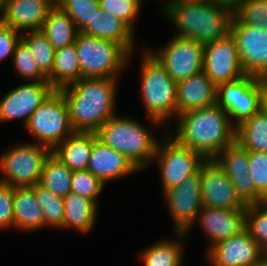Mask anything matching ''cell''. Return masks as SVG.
Masks as SVG:
<instances>
[{
    "label": "cell",
    "mask_w": 267,
    "mask_h": 266,
    "mask_svg": "<svg viewBox=\"0 0 267 266\" xmlns=\"http://www.w3.org/2000/svg\"><path fill=\"white\" fill-rule=\"evenodd\" d=\"M177 132L172 136L181 145L214 159L236 141V127L217 104L178 115Z\"/></svg>",
    "instance_id": "1"
},
{
    "label": "cell",
    "mask_w": 267,
    "mask_h": 266,
    "mask_svg": "<svg viewBox=\"0 0 267 266\" xmlns=\"http://www.w3.org/2000/svg\"><path fill=\"white\" fill-rule=\"evenodd\" d=\"M116 80L81 78L59 89L68 104L74 132H96L115 116Z\"/></svg>",
    "instance_id": "2"
},
{
    "label": "cell",
    "mask_w": 267,
    "mask_h": 266,
    "mask_svg": "<svg viewBox=\"0 0 267 266\" xmlns=\"http://www.w3.org/2000/svg\"><path fill=\"white\" fill-rule=\"evenodd\" d=\"M163 12L178 27V37L203 45L230 33L234 13L209 0H169Z\"/></svg>",
    "instance_id": "3"
},
{
    "label": "cell",
    "mask_w": 267,
    "mask_h": 266,
    "mask_svg": "<svg viewBox=\"0 0 267 266\" xmlns=\"http://www.w3.org/2000/svg\"><path fill=\"white\" fill-rule=\"evenodd\" d=\"M139 122L113 116L96 131L97 138L109 147L123 153L138 169L149 165L158 142Z\"/></svg>",
    "instance_id": "4"
},
{
    "label": "cell",
    "mask_w": 267,
    "mask_h": 266,
    "mask_svg": "<svg viewBox=\"0 0 267 266\" xmlns=\"http://www.w3.org/2000/svg\"><path fill=\"white\" fill-rule=\"evenodd\" d=\"M143 57L142 100L151 121L157 125L163 124L168 118L174 117V114L177 115V83L150 51Z\"/></svg>",
    "instance_id": "5"
},
{
    "label": "cell",
    "mask_w": 267,
    "mask_h": 266,
    "mask_svg": "<svg viewBox=\"0 0 267 266\" xmlns=\"http://www.w3.org/2000/svg\"><path fill=\"white\" fill-rule=\"evenodd\" d=\"M81 78L117 79L118 71L126 67L130 55L120 44L78 33L74 42Z\"/></svg>",
    "instance_id": "6"
},
{
    "label": "cell",
    "mask_w": 267,
    "mask_h": 266,
    "mask_svg": "<svg viewBox=\"0 0 267 266\" xmlns=\"http://www.w3.org/2000/svg\"><path fill=\"white\" fill-rule=\"evenodd\" d=\"M25 128L40 140L39 145L51 150L74 133L68 104L60 90L55 89L47 97L31 115Z\"/></svg>",
    "instance_id": "7"
},
{
    "label": "cell",
    "mask_w": 267,
    "mask_h": 266,
    "mask_svg": "<svg viewBox=\"0 0 267 266\" xmlns=\"http://www.w3.org/2000/svg\"><path fill=\"white\" fill-rule=\"evenodd\" d=\"M51 153L50 148L38 142L12 147L0 157V170L6 176L0 182L12 187L34 186L40 182L44 163Z\"/></svg>",
    "instance_id": "8"
},
{
    "label": "cell",
    "mask_w": 267,
    "mask_h": 266,
    "mask_svg": "<svg viewBox=\"0 0 267 266\" xmlns=\"http://www.w3.org/2000/svg\"><path fill=\"white\" fill-rule=\"evenodd\" d=\"M263 79L251 75L217 86V105L224 110L234 126L261 110Z\"/></svg>",
    "instance_id": "9"
},
{
    "label": "cell",
    "mask_w": 267,
    "mask_h": 266,
    "mask_svg": "<svg viewBox=\"0 0 267 266\" xmlns=\"http://www.w3.org/2000/svg\"><path fill=\"white\" fill-rule=\"evenodd\" d=\"M166 142H158L155 155L161 168L163 190L181 184L188 176L196 173L206 161L198 152L178 143L172 136L166 135Z\"/></svg>",
    "instance_id": "10"
},
{
    "label": "cell",
    "mask_w": 267,
    "mask_h": 266,
    "mask_svg": "<svg viewBox=\"0 0 267 266\" xmlns=\"http://www.w3.org/2000/svg\"><path fill=\"white\" fill-rule=\"evenodd\" d=\"M203 47L193 39L175 36L162 50L151 54L178 83L203 71Z\"/></svg>",
    "instance_id": "11"
},
{
    "label": "cell",
    "mask_w": 267,
    "mask_h": 266,
    "mask_svg": "<svg viewBox=\"0 0 267 266\" xmlns=\"http://www.w3.org/2000/svg\"><path fill=\"white\" fill-rule=\"evenodd\" d=\"M230 33L245 73L267 80V29L242 24L233 17Z\"/></svg>",
    "instance_id": "12"
},
{
    "label": "cell",
    "mask_w": 267,
    "mask_h": 266,
    "mask_svg": "<svg viewBox=\"0 0 267 266\" xmlns=\"http://www.w3.org/2000/svg\"><path fill=\"white\" fill-rule=\"evenodd\" d=\"M178 238H183L203 207L201 198V168L181 184L164 191ZM181 236V237H180Z\"/></svg>",
    "instance_id": "13"
},
{
    "label": "cell",
    "mask_w": 267,
    "mask_h": 266,
    "mask_svg": "<svg viewBox=\"0 0 267 266\" xmlns=\"http://www.w3.org/2000/svg\"><path fill=\"white\" fill-rule=\"evenodd\" d=\"M203 56V71L216 86L247 75L231 33L215 42L205 44Z\"/></svg>",
    "instance_id": "14"
},
{
    "label": "cell",
    "mask_w": 267,
    "mask_h": 266,
    "mask_svg": "<svg viewBox=\"0 0 267 266\" xmlns=\"http://www.w3.org/2000/svg\"><path fill=\"white\" fill-rule=\"evenodd\" d=\"M201 198L203 206L219 209H245L234 185L225 171L214 160L201 166Z\"/></svg>",
    "instance_id": "15"
},
{
    "label": "cell",
    "mask_w": 267,
    "mask_h": 266,
    "mask_svg": "<svg viewBox=\"0 0 267 266\" xmlns=\"http://www.w3.org/2000/svg\"><path fill=\"white\" fill-rule=\"evenodd\" d=\"M54 90L49 82L30 81L19 85L0 99V122L22 117L26 126L31 115Z\"/></svg>",
    "instance_id": "16"
},
{
    "label": "cell",
    "mask_w": 267,
    "mask_h": 266,
    "mask_svg": "<svg viewBox=\"0 0 267 266\" xmlns=\"http://www.w3.org/2000/svg\"><path fill=\"white\" fill-rule=\"evenodd\" d=\"M214 160L230 178L240 200L245 205L257 204L260 195L256 192L253 180L249 176V151L235 141Z\"/></svg>",
    "instance_id": "17"
},
{
    "label": "cell",
    "mask_w": 267,
    "mask_h": 266,
    "mask_svg": "<svg viewBox=\"0 0 267 266\" xmlns=\"http://www.w3.org/2000/svg\"><path fill=\"white\" fill-rule=\"evenodd\" d=\"M209 249L212 266H256L262 259L261 247L246 229Z\"/></svg>",
    "instance_id": "18"
},
{
    "label": "cell",
    "mask_w": 267,
    "mask_h": 266,
    "mask_svg": "<svg viewBox=\"0 0 267 266\" xmlns=\"http://www.w3.org/2000/svg\"><path fill=\"white\" fill-rule=\"evenodd\" d=\"M56 0H2V24L20 30H41Z\"/></svg>",
    "instance_id": "19"
},
{
    "label": "cell",
    "mask_w": 267,
    "mask_h": 266,
    "mask_svg": "<svg viewBox=\"0 0 267 266\" xmlns=\"http://www.w3.org/2000/svg\"><path fill=\"white\" fill-rule=\"evenodd\" d=\"M197 218H200V224L212 242L211 246L245 229V209H219L203 206Z\"/></svg>",
    "instance_id": "20"
},
{
    "label": "cell",
    "mask_w": 267,
    "mask_h": 266,
    "mask_svg": "<svg viewBox=\"0 0 267 266\" xmlns=\"http://www.w3.org/2000/svg\"><path fill=\"white\" fill-rule=\"evenodd\" d=\"M87 170L104 184L138 171L123 153L109 147L98 138L94 141Z\"/></svg>",
    "instance_id": "21"
},
{
    "label": "cell",
    "mask_w": 267,
    "mask_h": 266,
    "mask_svg": "<svg viewBox=\"0 0 267 266\" xmlns=\"http://www.w3.org/2000/svg\"><path fill=\"white\" fill-rule=\"evenodd\" d=\"M217 104V86L204 71L177 83V116Z\"/></svg>",
    "instance_id": "22"
},
{
    "label": "cell",
    "mask_w": 267,
    "mask_h": 266,
    "mask_svg": "<svg viewBox=\"0 0 267 266\" xmlns=\"http://www.w3.org/2000/svg\"><path fill=\"white\" fill-rule=\"evenodd\" d=\"M96 138V132H74L52 154L72 171L86 170Z\"/></svg>",
    "instance_id": "23"
},
{
    "label": "cell",
    "mask_w": 267,
    "mask_h": 266,
    "mask_svg": "<svg viewBox=\"0 0 267 266\" xmlns=\"http://www.w3.org/2000/svg\"><path fill=\"white\" fill-rule=\"evenodd\" d=\"M133 29L122 19L103 11V18L96 23H87L79 32L99 39L120 44L129 54L134 47Z\"/></svg>",
    "instance_id": "24"
},
{
    "label": "cell",
    "mask_w": 267,
    "mask_h": 266,
    "mask_svg": "<svg viewBox=\"0 0 267 266\" xmlns=\"http://www.w3.org/2000/svg\"><path fill=\"white\" fill-rule=\"evenodd\" d=\"M13 207L15 228L30 231L44 226V217L34 194V186L14 187Z\"/></svg>",
    "instance_id": "25"
},
{
    "label": "cell",
    "mask_w": 267,
    "mask_h": 266,
    "mask_svg": "<svg viewBox=\"0 0 267 266\" xmlns=\"http://www.w3.org/2000/svg\"><path fill=\"white\" fill-rule=\"evenodd\" d=\"M63 199L65 213L62 228L73 227L82 233L92 229L97 215V203L73 192Z\"/></svg>",
    "instance_id": "26"
},
{
    "label": "cell",
    "mask_w": 267,
    "mask_h": 266,
    "mask_svg": "<svg viewBox=\"0 0 267 266\" xmlns=\"http://www.w3.org/2000/svg\"><path fill=\"white\" fill-rule=\"evenodd\" d=\"M41 31L55 50L73 44L79 33L71 17L57 5L49 12Z\"/></svg>",
    "instance_id": "27"
},
{
    "label": "cell",
    "mask_w": 267,
    "mask_h": 266,
    "mask_svg": "<svg viewBox=\"0 0 267 266\" xmlns=\"http://www.w3.org/2000/svg\"><path fill=\"white\" fill-rule=\"evenodd\" d=\"M81 79V66L75 44L55 50L48 82L57 90Z\"/></svg>",
    "instance_id": "28"
},
{
    "label": "cell",
    "mask_w": 267,
    "mask_h": 266,
    "mask_svg": "<svg viewBox=\"0 0 267 266\" xmlns=\"http://www.w3.org/2000/svg\"><path fill=\"white\" fill-rule=\"evenodd\" d=\"M236 142L249 152H267V115L260 110L238 125Z\"/></svg>",
    "instance_id": "29"
},
{
    "label": "cell",
    "mask_w": 267,
    "mask_h": 266,
    "mask_svg": "<svg viewBox=\"0 0 267 266\" xmlns=\"http://www.w3.org/2000/svg\"><path fill=\"white\" fill-rule=\"evenodd\" d=\"M72 173V170L51 153L44 163L39 184L64 198L71 192Z\"/></svg>",
    "instance_id": "30"
},
{
    "label": "cell",
    "mask_w": 267,
    "mask_h": 266,
    "mask_svg": "<svg viewBox=\"0 0 267 266\" xmlns=\"http://www.w3.org/2000/svg\"><path fill=\"white\" fill-rule=\"evenodd\" d=\"M56 5L71 17L79 31L103 18L99 0H56Z\"/></svg>",
    "instance_id": "31"
},
{
    "label": "cell",
    "mask_w": 267,
    "mask_h": 266,
    "mask_svg": "<svg viewBox=\"0 0 267 266\" xmlns=\"http://www.w3.org/2000/svg\"><path fill=\"white\" fill-rule=\"evenodd\" d=\"M181 249L177 240H164L146 249L141 259L144 266H181Z\"/></svg>",
    "instance_id": "32"
},
{
    "label": "cell",
    "mask_w": 267,
    "mask_h": 266,
    "mask_svg": "<svg viewBox=\"0 0 267 266\" xmlns=\"http://www.w3.org/2000/svg\"><path fill=\"white\" fill-rule=\"evenodd\" d=\"M34 194L43 213L44 226L52 225L62 228L65 213L64 199L39 183L34 185Z\"/></svg>",
    "instance_id": "33"
},
{
    "label": "cell",
    "mask_w": 267,
    "mask_h": 266,
    "mask_svg": "<svg viewBox=\"0 0 267 266\" xmlns=\"http://www.w3.org/2000/svg\"><path fill=\"white\" fill-rule=\"evenodd\" d=\"M30 47L39 68L48 76L53 69L55 49L41 30L30 31L21 35Z\"/></svg>",
    "instance_id": "34"
},
{
    "label": "cell",
    "mask_w": 267,
    "mask_h": 266,
    "mask_svg": "<svg viewBox=\"0 0 267 266\" xmlns=\"http://www.w3.org/2000/svg\"><path fill=\"white\" fill-rule=\"evenodd\" d=\"M12 60L17 73L22 78L33 79L34 82H48V76L39 68L30 47L22 38L15 48Z\"/></svg>",
    "instance_id": "35"
},
{
    "label": "cell",
    "mask_w": 267,
    "mask_h": 266,
    "mask_svg": "<svg viewBox=\"0 0 267 266\" xmlns=\"http://www.w3.org/2000/svg\"><path fill=\"white\" fill-rule=\"evenodd\" d=\"M245 229L261 249L267 246V207L246 205Z\"/></svg>",
    "instance_id": "36"
},
{
    "label": "cell",
    "mask_w": 267,
    "mask_h": 266,
    "mask_svg": "<svg viewBox=\"0 0 267 266\" xmlns=\"http://www.w3.org/2000/svg\"><path fill=\"white\" fill-rule=\"evenodd\" d=\"M234 17L242 24L267 29V0H245Z\"/></svg>",
    "instance_id": "37"
},
{
    "label": "cell",
    "mask_w": 267,
    "mask_h": 266,
    "mask_svg": "<svg viewBox=\"0 0 267 266\" xmlns=\"http://www.w3.org/2000/svg\"><path fill=\"white\" fill-rule=\"evenodd\" d=\"M104 183L89 170L73 171L71 176V192L86 197L96 203Z\"/></svg>",
    "instance_id": "38"
},
{
    "label": "cell",
    "mask_w": 267,
    "mask_h": 266,
    "mask_svg": "<svg viewBox=\"0 0 267 266\" xmlns=\"http://www.w3.org/2000/svg\"><path fill=\"white\" fill-rule=\"evenodd\" d=\"M102 11L122 19L131 28L140 6L133 0H99Z\"/></svg>",
    "instance_id": "39"
},
{
    "label": "cell",
    "mask_w": 267,
    "mask_h": 266,
    "mask_svg": "<svg viewBox=\"0 0 267 266\" xmlns=\"http://www.w3.org/2000/svg\"><path fill=\"white\" fill-rule=\"evenodd\" d=\"M248 172L256 192L261 196L267 189V152H249Z\"/></svg>",
    "instance_id": "40"
},
{
    "label": "cell",
    "mask_w": 267,
    "mask_h": 266,
    "mask_svg": "<svg viewBox=\"0 0 267 266\" xmlns=\"http://www.w3.org/2000/svg\"><path fill=\"white\" fill-rule=\"evenodd\" d=\"M14 187L0 182V229L14 228Z\"/></svg>",
    "instance_id": "41"
},
{
    "label": "cell",
    "mask_w": 267,
    "mask_h": 266,
    "mask_svg": "<svg viewBox=\"0 0 267 266\" xmlns=\"http://www.w3.org/2000/svg\"><path fill=\"white\" fill-rule=\"evenodd\" d=\"M20 32L14 30L11 27L0 25V61L7 56H12L18 42L21 39Z\"/></svg>",
    "instance_id": "42"
},
{
    "label": "cell",
    "mask_w": 267,
    "mask_h": 266,
    "mask_svg": "<svg viewBox=\"0 0 267 266\" xmlns=\"http://www.w3.org/2000/svg\"><path fill=\"white\" fill-rule=\"evenodd\" d=\"M209 1L213 2L215 5L222 6L223 8H226L227 10H230L234 13L245 0H209Z\"/></svg>",
    "instance_id": "43"
},
{
    "label": "cell",
    "mask_w": 267,
    "mask_h": 266,
    "mask_svg": "<svg viewBox=\"0 0 267 266\" xmlns=\"http://www.w3.org/2000/svg\"><path fill=\"white\" fill-rule=\"evenodd\" d=\"M261 111L267 115V80L263 79V91L261 98Z\"/></svg>",
    "instance_id": "44"
},
{
    "label": "cell",
    "mask_w": 267,
    "mask_h": 266,
    "mask_svg": "<svg viewBox=\"0 0 267 266\" xmlns=\"http://www.w3.org/2000/svg\"><path fill=\"white\" fill-rule=\"evenodd\" d=\"M258 205L262 207H267V189L264 191V193L260 196V199L257 203Z\"/></svg>",
    "instance_id": "45"
},
{
    "label": "cell",
    "mask_w": 267,
    "mask_h": 266,
    "mask_svg": "<svg viewBox=\"0 0 267 266\" xmlns=\"http://www.w3.org/2000/svg\"><path fill=\"white\" fill-rule=\"evenodd\" d=\"M262 259L267 262V246L262 249Z\"/></svg>",
    "instance_id": "46"
},
{
    "label": "cell",
    "mask_w": 267,
    "mask_h": 266,
    "mask_svg": "<svg viewBox=\"0 0 267 266\" xmlns=\"http://www.w3.org/2000/svg\"><path fill=\"white\" fill-rule=\"evenodd\" d=\"M256 266H267V262L264 259H261Z\"/></svg>",
    "instance_id": "47"
},
{
    "label": "cell",
    "mask_w": 267,
    "mask_h": 266,
    "mask_svg": "<svg viewBox=\"0 0 267 266\" xmlns=\"http://www.w3.org/2000/svg\"><path fill=\"white\" fill-rule=\"evenodd\" d=\"M135 1L139 6L141 5V0H133Z\"/></svg>",
    "instance_id": "48"
},
{
    "label": "cell",
    "mask_w": 267,
    "mask_h": 266,
    "mask_svg": "<svg viewBox=\"0 0 267 266\" xmlns=\"http://www.w3.org/2000/svg\"><path fill=\"white\" fill-rule=\"evenodd\" d=\"M1 8H2V0H0V11H1Z\"/></svg>",
    "instance_id": "49"
},
{
    "label": "cell",
    "mask_w": 267,
    "mask_h": 266,
    "mask_svg": "<svg viewBox=\"0 0 267 266\" xmlns=\"http://www.w3.org/2000/svg\"><path fill=\"white\" fill-rule=\"evenodd\" d=\"M2 24V16H0V25Z\"/></svg>",
    "instance_id": "50"
}]
</instances>
